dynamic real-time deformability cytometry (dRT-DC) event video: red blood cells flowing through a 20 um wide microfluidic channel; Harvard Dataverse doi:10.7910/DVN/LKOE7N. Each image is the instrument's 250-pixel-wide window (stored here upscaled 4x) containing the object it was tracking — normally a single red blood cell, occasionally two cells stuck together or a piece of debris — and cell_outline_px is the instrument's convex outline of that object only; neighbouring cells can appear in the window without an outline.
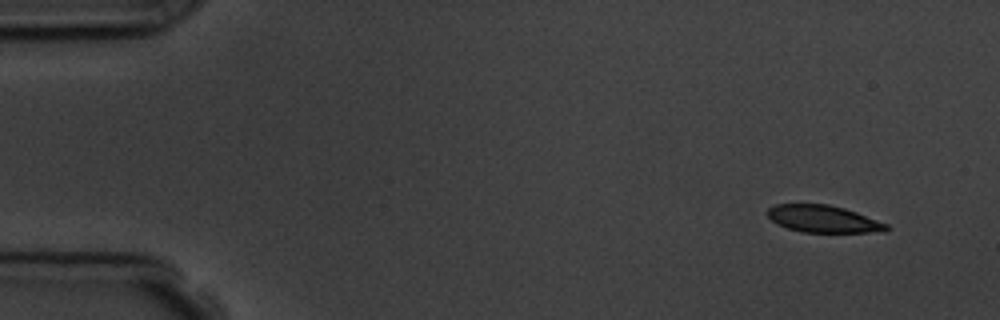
{"species": "common noctule bat (a hibernating species)", "species_latin": "Nyctalus noctula", "temperature_condition": "room temperature", "stored_images_in_passage": 3, "camera_frame_rate_fps": 3000, "um_per_image_px": 0.085, "animal": {"sex": "male", "body_mass_g": 19.5, "forearm_length_mm": 54.6}, "frame": {"image": 1, "passage_image": 1, "time_ms": 0.0, "image_size_px": [1000, 320], "cell_outline_px": [[892, 228], [884, 232], [804, 232], [788, 228], [772, 220], [764, 212], [768, 208], [776, 204], [828, 204], [844, 208], [856, 212], [888, 224]], "centroid_in_image_um": [70.0, 18.6], "position_along_channel_um": 15.0, "area_um2": 18.79}}